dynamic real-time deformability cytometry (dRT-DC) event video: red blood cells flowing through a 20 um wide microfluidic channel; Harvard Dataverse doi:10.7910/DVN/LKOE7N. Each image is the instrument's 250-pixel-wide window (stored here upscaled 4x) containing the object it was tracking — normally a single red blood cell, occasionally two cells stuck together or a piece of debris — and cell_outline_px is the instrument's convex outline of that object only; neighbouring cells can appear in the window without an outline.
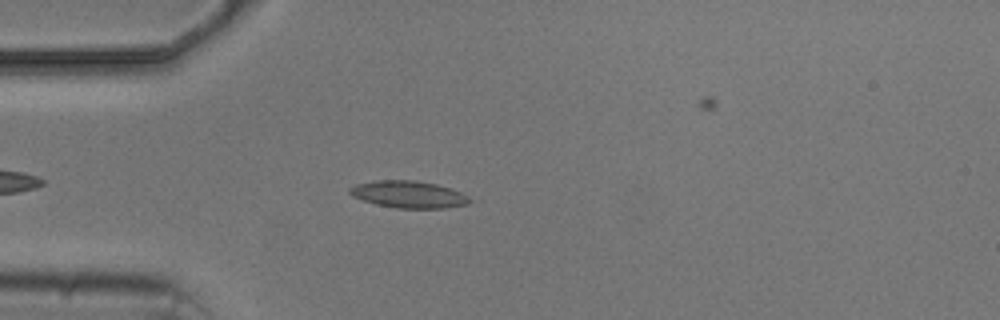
{"species": "common noctule bat (a hibernating species)", "species_latin": "Nyctalus noctula", "temperature_condition": "cold", "stored_images_in_passage": 2, "camera_frame_rate_fps": 3000, "um_per_image_px": 0.085, "animal": {"sex": "male", "body_mass_g": 20.5, "forearm_length_mm": 52.5}, "frame": {"image": 1, "passage_image": 2, "time_ms": 1.0, "image_size_px": [1000, 320], "cell_outline_px": [[472, 200], [468, 204], [444, 208], [396, 208], [376, 204], [352, 196], [348, 192], [348, 188], [356, 184], [376, 180], [416, 180], [436, 184], [452, 188], [468, 196]], "centroid_in_image_um": [34.73, 16.52], "position_along_channel_um": 50.3, "area_um2": 18.96}}